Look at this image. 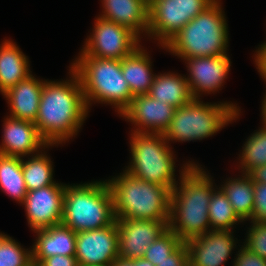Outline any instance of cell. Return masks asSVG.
<instances>
[{
  "label": "cell",
  "instance_id": "1",
  "mask_svg": "<svg viewBox=\"0 0 266 266\" xmlns=\"http://www.w3.org/2000/svg\"><path fill=\"white\" fill-rule=\"evenodd\" d=\"M66 80H46L35 125L49 145H65L75 138L89 116L77 73L69 66Z\"/></svg>",
  "mask_w": 266,
  "mask_h": 266
},
{
  "label": "cell",
  "instance_id": "2",
  "mask_svg": "<svg viewBox=\"0 0 266 266\" xmlns=\"http://www.w3.org/2000/svg\"><path fill=\"white\" fill-rule=\"evenodd\" d=\"M204 168L191 164L170 194L168 226L183 243L211 230L208 209L211 195L218 186Z\"/></svg>",
  "mask_w": 266,
  "mask_h": 266
},
{
  "label": "cell",
  "instance_id": "3",
  "mask_svg": "<svg viewBox=\"0 0 266 266\" xmlns=\"http://www.w3.org/2000/svg\"><path fill=\"white\" fill-rule=\"evenodd\" d=\"M225 16L221 0H215L159 48L181 60L228 54L229 29Z\"/></svg>",
  "mask_w": 266,
  "mask_h": 266
},
{
  "label": "cell",
  "instance_id": "4",
  "mask_svg": "<svg viewBox=\"0 0 266 266\" xmlns=\"http://www.w3.org/2000/svg\"><path fill=\"white\" fill-rule=\"evenodd\" d=\"M77 73L88 110L100 103L115 108L117 115L130 105L134 97L121 71V60L86 56L82 51L70 63Z\"/></svg>",
  "mask_w": 266,
  "mask_h": 266
},
{
  "label": "cell",
  "instance_id": "5",
  "mask_svg": "<svg viewBox=\"0 0 266 266\" xmlns=\"http://www.w3.org/2000/svg\"><path fill=\"white\" fill-rule=\"evenodd\" d=\"M105 180L111 191L115 218L169 224L171 191L168 188L138 179L125 170Z\"/></svg>",
  "mask_w": 266,
  "mask_h": 266
},
{
  "label": "cell",
  "instance_id": "6",
  "mask_svg": "<svg viewBox=\"0 0 266 266\" xmlns=\"http://www.w3.org/2000/svg\"><path fill=\"white\" fill-rule=\"evenodd\" d=\"M129 133L131 157L124 170L138 179L159 184L172 191L181 174L191 164H198L194 160H186L181 164L178 176L175 173L177 158L174 148L168 144L162 133Z\"/></svg>",
  "mask_w": 266,
  "mask_h": 266
},
{
  "label": "cell",
  "instance_id": "7",
  "mask_svg": "<svg viewBox=\"0 0 266 266\" xmlns=\"http://www.w3.org/2000/svg\"><path fill=\"white\" fill-rule=\"evenodd\" d=\"M237 105L231 101L205 103L201 99L193 98L188 104L175 109L163 136L170 146L177 141L194 142L215 136L241 117L242 109Z\"/></svg>",
  "mask_w": 266,
  "mask_h": 266
},
{
  "label": "cell",
  "instance_id": "8",
  "mask_svg": "<svg viewBox=\"0 0 266 266\" xmlns=\"http://www.w3.org/2000/svg\"><path fill=\"white\" fill-rule=\"evenodd\" d=\"M116 220L106 180L66 184L62 224L79 233L101 229Z\"/></svg>",
  "mask_w": 266,
  "mask_h": 266
},
{
  "label": "cell",
  "instance_id": "9",
  "mask_svg": "<svg viewBox=\"0 0 266 266\" xmlns=\"http://www.w3.org/2000/svg\"><path fill=\"white\" fill-rule=\"evenodd\" d=\"M215 0H149L147 38L164 46Z\"/></svg>",
  "mask_w": 266,
  "mask_h": 266
},
{
  "label": "cell",
  "instance_id": "10",
  "mask_svg": "<svg viewBox=\"0 0 266 266\" xmlns=\"http://www.w3.org/2000/svg\"><path fill=\"white\" fill-rule=\"evenodd\" d=\"M93 28L80 49L86 56L122 60L141 44L126 26L96 16Z\"/></svg>",
  "mask_w": 266,
  "mask_h": 266
},
{
  "label": "cell",
  "instance_id": "11",
  "mask_svg": "<svg viewBox=\"0 0 266 266\" xmlns=\"http://www.w3.org/2000/svg\"><path fill=\"white\" fill-rule=\"evenodd\" d=\"M183 62L189 73L186 79L192 97L196 99H202L203 94L219 93L226 83L232 65L228 54L184 58Z\"/></svg>",
  "mask_w": 266,
  "mask_h": 266
},
{
  "label": "cell",
  "instance_id": "12",
  "mask_svg": "<svg viewBox=\"0 0 266 266\" xmlns=\"http://www.w3.org/2000/svg\"><path fill=\"white\" fill-rule=\"evenodd\" d=\"M116 220L101 229L76 235L75 257L79 266H112L119 257Z\"/></svg>",
  "mask_w": 266,
  "mask_h": 266
},
{
  "label": "cell",
  "instance_id": "13",
  "mask_svg": "<svg viewBox=\"0 0 266 266\" xmlns=\"http://www.w3.org/2000/svg\"><path fill=\"white\" fill-rule=\"evenodd\" d=\"M66 183L58 181L50 186L30 190L21 206L26 212L31 231L60 224L63 216V197Z\"/></svg>",
  "mask_w": 266,
  "mask_h": 266
},
{
  "label": "cell",
  "instance_id": "14",
  "mask_svg": "<svg viewBox=\"0 0 266 266\" xmlns=\"http://www.w3.org/2000/svg\"><path fill=\"white\" fill-rule=\"evenodd\" d=\"M119 257L143 258L147 248L168 229L165 221L116 218Z\"/></svg>",
  "mask_w": 266,
  "mask_h": 266
},
{
  "label": "cell",
  "instance_id": "15",
  "mask_svg": "<svg viewBox=\"0 0 266 266\" xmlns=\"http://www.w3.org/2000/svg\"><path fill=\"white\" fill-rule=\"evenodd\" d=\"M234 232L210 230L185 242L189 266H224L235 248L240 247V240L233 235Z\"/></svg>",
  "mask_w": 266,
  "mask_h": 266
},
{
  "label": "cell",
  "instance_id": "16",
  "mask_svg": "<svg viewBox=\"0 0 266 266\" xmlns=\"http://www.w3.org/2000/svg\"><path fill=\"white\" fill-rule=\"evenodd\" d=\"M175 109L148 94H144L134 96L130 105L119 117L132 124L131 131L133 132L163 134L169 127Z\"/></svg>",
  "mask_w": 266,
  "mask_h": 266
},
{
  "label": "cell",
  "instance_id": "17",
  "mask_svg": "<svg viewBox=\"0 0 266 266\" xmlns=\"http://www.w3.org/2000/svg\"><path fill=\"white\" fill-rule=\"evenodd\" d=\"M3 119L0 154L23 158L38 154L49 145L35 123L13 118L8 113Z\"/></svg>",
  "mask_w": 266,
  "mask_h": 266
},
{
  "label": "cell",
  "instance_id": "18",
  "mask_svg": "<svg viewBox=\"0 0 266 266\" xmlns=\"http://www.w3.org/2000/svg\"><path fill=\"white\" fill-rule=\"evenodd\" d=\"M102 11L98 16L126 26L140 39L147 37L148 10L147 0H100ZM144 36V37H142Z\"/></svg>",
  "mask_w": 266,
  "mask_h": 266
},
{
  "label": "cell",
  "instance_id": "19",
  "mask_svg": "<svg viewBox=\"0 0 266 266\" xmlns=\"http://www.w3.org/2000/svg\"><path fill=\"white\" fill-rule=\"evenodd\" d=\"M32 263L37 266L44 258L55 255L75 256L77 232L62 223L33 231Z\"/></svg>",
  "mask_w": 266,
  "mask_h": 266
},
{
  "label": "cell",
  "instance_id": "20",
  "mask_svg": "<svg viewBox=\"0 0 266 266\" xmlns=\"http://www.w3.org/2000/svg\"><path fill=\"white\" fill-rule=\"evenodd\" d=\"M43 85V79L31 74L2 94L10 109L8 116L35 123Z\"/></svg>",
  "mask_w": 266,
  "mask_h": 266
},
{
  "label": "cell",
  "instance_id": "21",
  "mask_svg": "<svg viewBox=\"0 0 266 266\" xmlns=\"http://www.w3.org/2000/svg\"><path fill=\"white\" fill-rule=\"evenodd\" d=\"M31 74L29 57L16 42L4 38L0 44V93L4 94Z\"/></svg>",
  "mask_w": 266,
  "mask_h": 266
},
{
  "label": "cell",
  "instance_id": "22",
  "mask_svg": "<svg viewBox=\"0 0 266 266\" xmlns=\"http://www.w3.org/2000/svg\"><path fill=\"white\" fill-rule=\"evenodd\" d=\"M144 47L141 44L121 60V71L133 96L148 94L156 75L152 57Z\"/></svg>",
  "mask_w": 266,
  "mask_h": 266
},
{
  "label": "cell",
  "instance_id": "23",
  "mask_svg": "<svg viewBox=\"0 0 266 266\" xmlns=\"http://www.w3.org/2000/svg\"><path fill=\"white\" fill-rule=\"evenodd\" d=\"M148 95L174 108L184 106L193 99L186 75L173 71L158 72Z\"/></svg>",
  "mask_w": 266,
  "mask_h": 266
},
{
  "label": "cell",
  "instance_id": "24",
  "mask_svg": "<svg viewBox=\"0 0 266 266\" xmlns=\"http://www.w3.org/2000/svg\"><path fill=\"white\" fill-rule=\"evenodd\" d=\"M227 177L218 185L234 209L237 216L245 223L252 218L254 208V180L249 174Z\"/></svg>",
  "mask_w": 266,
  "mask_h": 266
},
{
  "label": "cell",
  "instance_id": "25",
  "mask_svg": "<svg viewBox=\"0 0 266 266\" xmlns=\"http://www.w3.org/2000/svg\"><path fill=\"white\" fill-rule=\"evenodd\" d=\"M59 145H48L40 153L22 158V173L27 191L37 190L56 183L54 165L47 154L48 149ZM46 150V151H45Z\"/></svg>",
  "mask_w": 266,
  "mask_h": 266
},
{
  "label": "cell",
  "instance_id": "26",
  "mask_svg": "<svg viewBox=\"0 0 266 266\" xmlns=\"http://www.w3.org/2000/svg\"><path fill=\"white\" fill-rule=\"evenodd\" d=\"M0 190L22 204L27 188L22 173V158L0 154Z\"/></svg>",
  "mask_w": 266,
  "mask_h": 266
},
{
  "label": "cell",
  "instance_id": "27",
  "mask_svg": "<svg viewBox=\"0 0 266 266\" xmlns=\"http://www.w3.org/2000/svg\"><path fill=\"white\" fill-rule=\"evenodd\" d=\"M238 157L236 169L240 170L239 173L250 175L257 168L266 165V126L261 125L251 133Z\"/></svg>",
  "mask_w": 266,
  "mask_h": 266
},
{
  "label": "cell",
  "instance_id": "28",
  "mask_svg": "<svg viewBox=\"0 0 266 266\" xmlns=\"http://www.w3.org/2000/svg\"><path fill=\"white\" fill-rule=\"evenodd\" d=\"M208 214L211 230L236 231V225L244 223L234 212L227 195L219 186L211 195Z\"/></svg>",
  "mask_w": 266,
  "mask_h": 266
},
{
  "label": "cell",
  "instance_id": "29",
  "mask_svg": "<svg viewBox=\"0 0 266 266\" xmlns=\"http://www.w3.org/2000/svg\"><path fill=\"white\" fill-rule=\"evenodd\" d=\"M0 266H33L32 246L23 247L10 235L0 232Z\"/></svg>",
  "mask_w": 266,
  "mask_h": 266
},
{
  "label": "cell",
  "instance_id": "30",
  "mask_svg": "<svg viewBox=\"0 0 266 266\" xmlns=\"http://www.w3.org/2000/svg\"><path fill=\"white\" fill-rule=\"evenodd\" d=\"M182 244L183 242L180 238L173 231L168 229L163 235L150 244L143 258L156 266L159 262L167 259Z\"/></svg>",
  "mask_w": 266,
  "mask_h": 266
},
{
  "label": "cell",
  "instance_id": "31",
  "mask_svg": "<svg viewBox=\"0 0 266 266\" xmlns=\"http://www.w3.org/2000/svg\"><path fill=\"white\" fill-rule=\"evenodd\" d=\"M250 221L243 245L260 257L266 259V223Z\"/></svg>",
  "mask_w": 266,
  "mask_h": 266
},
{
  "label": "cell",
  "instance_id": "32",
  "mask_svg": "<svg viewBox=\"0 0 266 266\" xmlns=\"http://www.w3.org/2000/svg\"><path fill=\"white\" fill-rule=\"evenodd\" d=\"M250 220L266 223V183L254 181V208Z\"/></svg>",
  "mask_w": 266,
  "mask_h": 266
},
{
  "label": "cell",
  "instance_id": "33",
  "mask_svg": "<svg viewBox=\"0 0 266 266\" xmlns=\"http://www.w3.org/2000/svg\"><path fill=\"white\" fill-rule=\"evenodd\" d=\"M237 248L234 259H232L233 266H266V259L258 256L253 251L249 250L243 244Z\"/></svg>",
  "mask_w": 266,
  "mask_h": 266
},
{
  "label": "cell",
  "instance_id": "34",
  "mask_svg": "<svg viewBox=\"0 0 266 266\" xmlns=\"http://www.w3.org/2000/svg\"><path fill=\"white\" fill-rule=\"evenodd\" d=\"M156 266H189V255L186 244L183 243L167 259L159 262Z\"/></svg>",
  "mask_w": 266,
  "mask_h": 266
},
{
  "label": "cell",
  "instance_id": "35",
  "mask_svg": "<svg viewBox=\"0 0 266 266\" xmlns=\"http://www.w3.org/2000/svg\"><path fill=\"white\" fill-rule=\"evenodd\" d=\"M37 266H79L75 256L55 255L44 258Z\"/></svg>",
  "mask_w": 266,
  "mask_h": 266
},
{
  "label": "cell",
  "instance_id": "36",
  "mask_svg": "<svg viewBox=\"0 0 266 266\" xmlns=\"http://www.w3.org/2000/svg\"><path fill=\"white\" fill-rule=\"evenodd\" d=\"M252 57L259 75L262 79H266V40L256 47Z\"/></svg>",
  "mask_w": 266,
  "mask_h": 266
},
{
  "label": "cell",
  "instance_id": "37",
  "mask_svg": "<svg viewBox=\"0 0 266 266\" xmlns=\"http://www.w3.org/2000/svg\"><path fill=\"white\" fill-rule=\"evenodd\" d=\"M112 266H154L151 262L144 258L138 259H123L118 257L112 264Z\"/></svg>",
  "mask_w": 266,
  "mask_h": 266
},
{
  "label": "cell",
  "instance_id": "38",
  "mask_svg": "<svg viewBox=\"0 0 266 266\" xmlns=\"http://www.w3.org/2000/svg\"><path fill=\"white\" fill-rule=\"evenodd\" d=\"M250 175L255 182L266 183V165L257 168Z\"/></svg>",
  "mask_w": 266,
  "mask_h": 266
},
{
  "label": "cell",
  "instance_id": "39",
  "mask_svg": "<svg viewBox=\"0 0 266 266\" xmlns=\"http://www.w3.org/2000/svg\"><path fill=\"white\" fill-rule=\"evenodd\" d=\"M265 82L264 83H266V79H263ZM266 85V84H265ZM266 91V90H265ZM262 106L260 107L261 108V114H260V116H261V124L263 125V126H266V92H265V94H264V98H263V100H262V104H261Z\"/></svg>",
  "mask_w": 266,
  "mask_h": 266
}]
</instances>
